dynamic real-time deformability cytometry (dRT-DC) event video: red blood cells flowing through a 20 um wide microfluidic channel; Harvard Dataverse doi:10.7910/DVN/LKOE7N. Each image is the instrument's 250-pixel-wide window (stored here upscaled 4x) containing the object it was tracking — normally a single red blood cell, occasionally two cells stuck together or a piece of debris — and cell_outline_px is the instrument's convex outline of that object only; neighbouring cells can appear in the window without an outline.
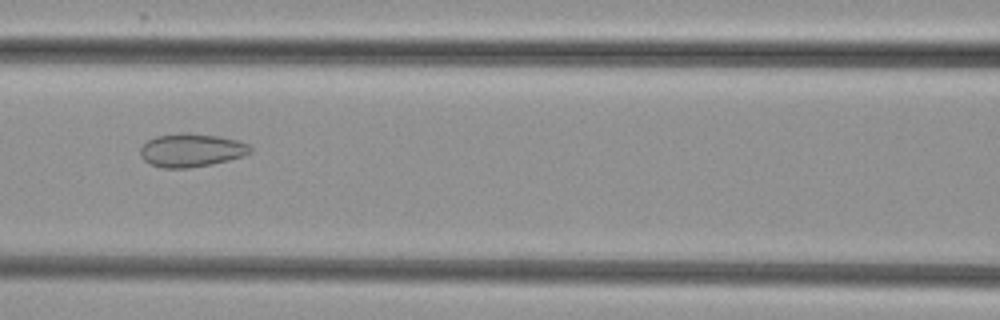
{"species": "common noctule bat (a hibernating species)", "species_latin": "Nyctalus noctula", "temperature_condition": "cold", "stored_images_in_passage": 4, "camera_frame_rate_fps": 3000, "um_per_image_px": 0.085, "animal": {"sex": "female", "body_mass_g": 29.2, "forearm_length_mm": 56.3}, "frame": {"image": 1, "passage_image": 3, "time_ms": 2.333, "image_size_px": [1000, 320], "cell_outline_px": [[252, 152], [244, 156], [212, 164], [188, 168], [160, 168], [148, 164], [140, 156], [140, 148], [148, 140], [156, 136], [184, 132], [220, 136], [240, 140], [248, 144], [252, 148]], "centroid_in_image_um": [16.27, 12.77], "position_along_channel_um": 150.3, "area_um2": 21.68}}
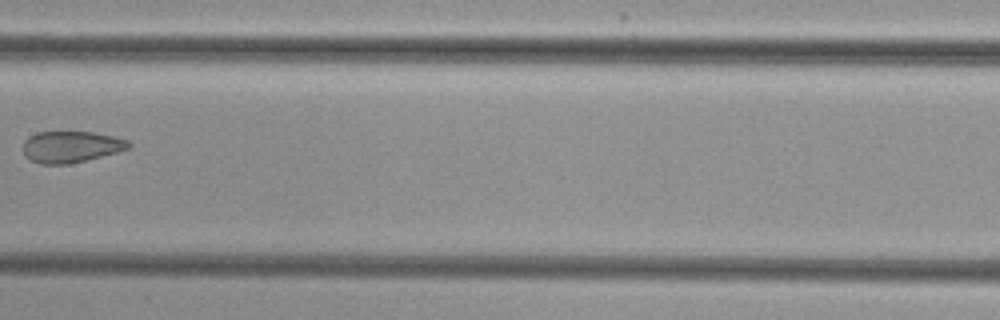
{"frame": {"image": 2, "passage_image": 4, "time_ms": 3.667, "image_size_px": [1000, 320], "cell_outline_px": [[132, 148], [68, 164], [40, 164], [24, 156], [24, 140], [28, 136], [36, 132], [92, 132], [112, 136], [128, 140], [132, 144]], "centroid_in_image_um": [6.03, 12.47], "position_along_channel_um": 201.4, "area_um2": 19.25}}